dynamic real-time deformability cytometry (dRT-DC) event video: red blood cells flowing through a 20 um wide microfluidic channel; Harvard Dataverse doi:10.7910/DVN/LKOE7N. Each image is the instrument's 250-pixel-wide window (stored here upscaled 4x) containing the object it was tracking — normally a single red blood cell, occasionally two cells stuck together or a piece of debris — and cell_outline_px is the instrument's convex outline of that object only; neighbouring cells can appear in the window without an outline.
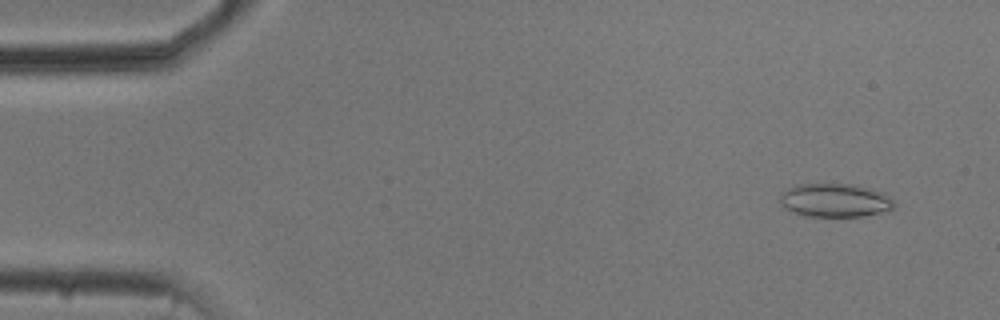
{"species": "common noctule bat (a hibernating species)", "species_latin": "Nyctalus noctula", "temperature_condition": "cold", "stored_images_in_passage": 53, "camera_frame_rate_fps": 3000, "um_per_image_px": 0.085, "animal": {"sex": "male", "body_mass_g": 20.5, "forearm_length_mm": 52.5}, "frame": {"image": 1, "passage_image": 4, "time_ms": 1.0, "image_size_px": [1000, 320], "cell_outline_px": [[896, 204], [892, 212], [864, 216], [804, 216], [780, 204], [780, 192], [796, 184], [856, 184], [872, 188], [888, 196]], "centroid_in_image_um": [71.04, 17.02], "position_along_channel_um": 14.0, "area_um2": 22.6}}
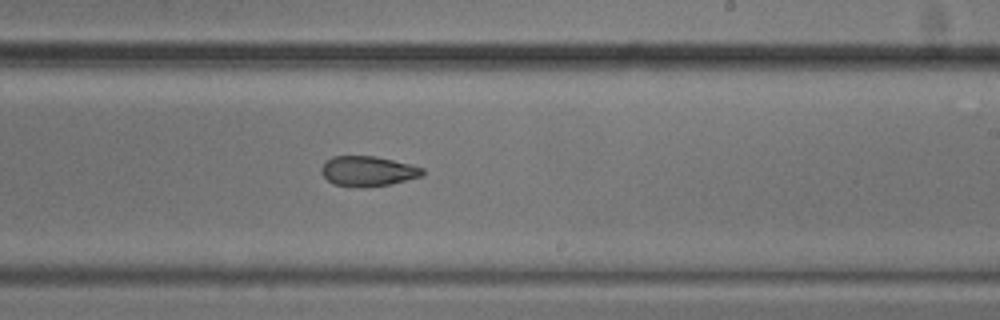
{"frame": {"image": 2, "passage_image": 32, "time_ms": 10.333, "image_size_px": [1000, 320], "cell_outline_px": [[424, 176], [392, 184], [364, 188], [336, 184], [328, 180], [320, 172], [320, 168], [324, 160], [332, 156], [376, 156], [424, 168]], "centroid_in_image_um": [31.26, 14.55], "position_along_channel_um": 257.7, "area_um2": 17.92}}
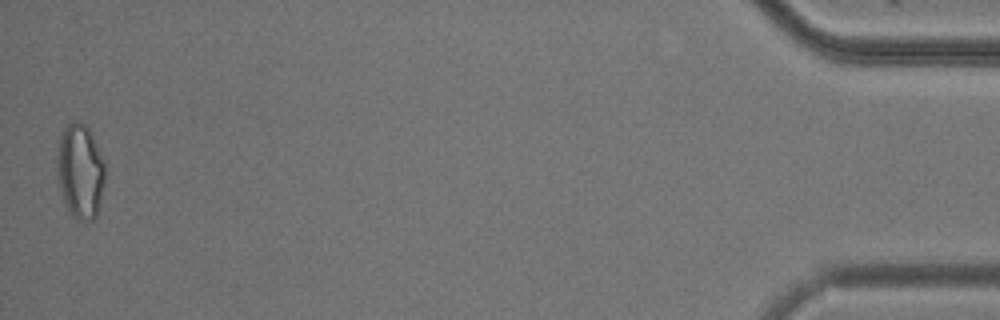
{"frame": {"image": 3, "passage_image": 53, "time_ms": 17.333, "image_size_px": [1000, 320], "cell_outline_px": [[104, 180], [100, 208], [96, 216], [92, 220], [76, 220], [68, 212], [60, 188], [56, 168], [56, 148], [60, 136], [64, 128], [72, 120], [80, 120], [92, 132], [104, 160]], "centroid_in_image_um": [6.81, 14.53], "position_along_channel_um": 428.4, "area_um2": 27.05}, "authors_computed_cell_mechanics": {"area_um2": 19.9988, "velocity_mm_per_s": 3.7584, "shape_relaxation_time_tau1_ms": 5.856, "shape_relaxation_time_tau2_ms": 5.5329, "deformation_change_tau1": 0.1202, "deformation_change_tau2": 0.1131}}